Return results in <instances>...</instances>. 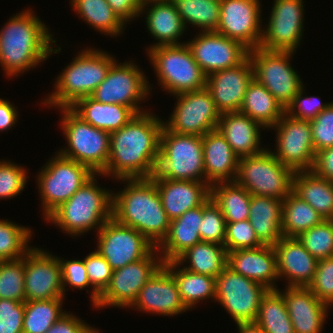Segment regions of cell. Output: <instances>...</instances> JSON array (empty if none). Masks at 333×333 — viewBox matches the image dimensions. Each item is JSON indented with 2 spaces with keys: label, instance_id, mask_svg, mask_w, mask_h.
I'll use <instances>...</instances> for the list:
<instances>
[{
  "label": "cell",
  "instance_id": "cell-46",
  "mask_svg": "<svg viewBox=\"0 0 333 333\" xmlns=\"http://www.w3.org/2000/svg\"><path fill=\"white\" fill-rule=\"evenodd\" d=\"M297 238L316 260L333 257V220H323Z\"/></svg>",
  "mask_w": 333,
  "mask_h": 333
},
{
  "label": "cell",
  "instance_id": "cell-24",
  "mask_svg": "<svg viewBox=\"0 0 333 333\" xmlns=\"http://www.w3.org/2000/svg\"><path fill=\"white\" fill-rule=\"evenodd\" d=\"M227 266L235 273L262 284L268 290L277 289V256L271 245L227 252Z\"/></svg>",
  "mask_w": 333,
  "mask_h": 333
},
{
  "label": "cell",
  "instance_id": "cell-32",
  "mask_svg": "<svg viewBox=\"0 0 333 333\" xmlns=\"http://www.w3.org/2000/svg\"><path fill=\"white\" fill-rule=\"evenodd\" d=\"M283 200L266 196H251L249 221L263 245L274 246L282 237Z\"/></svg>",
  "mask_w": 333,
  "mask_h": 333
},
{
  "label": "cell",
  "instance_id": "cell-48",
  "mask_svg": "<svg viewBox=\"0 0 333 333\" xmlns=\"http://www.w3.org/2000/svg\"><path fill=\"white\" fill-rule=\"evenodd\" d=\"M88 279L92 285L90 294L91 304L94 307L97 304L99 295L106 289L112 277V268L107 260L96 250L89 253L84 258Z\"/></svg>",
  "mask_w": 333,
  "mask_h": 333
},
{
  "label": "cell",
  "instance_id": "cell-2",
  "mask_svg": "<svg viewBox=\"0 0 333 333\" xmlns=\"http://www.w3.org/2000/svg\"><path fill=\"white\" fill-rule=\"evenodd\" d=\"M34 14L31 9L21 11L0 29V67L9 78L36 68L61 51L49 28Z\"/></svg>",
  "mask_w": 333,
  "mask_h": 333
},
{
  "label": "cell",
  "instance_id": "cell-43",
  "mask_svg": "<svg viewBox=\"0 0 333 333\" xmlns=\"http://www.w3.org/2000/svg\"><path fill=\"white\" fill-rule=\"evenodd\" d=\"M64 299L25 301L23 333H46L67 312L62 309Z\"/></svg>",
  "mask_w": 333,
  "mask_h": 333
},
{
  "label": "cell",
  "instance_id": "cell-15",
  "mask_svg": "<svg viewBox=\"0 0 333 333\" xmlns=\"http://www.w3.org/2000/svg\"><path fill=\"white\" fill-rule=\"evenodd\" d=\"M177 102L164 126L174 133L202 137L217 129L221 112L206 87L175 96Z\"/></svg>",
  "mask_w": 333,
  "mask_h": 333
},
{
  "label": "cell",
  "instance_id": "cell-7",
  "mask_svg": "<svg viewBox=\"0 0 333 333\" xmlns=\"http://www.w3.org/2000/svg\"><path fill=\"white\" fill-rule=\"evenodd\" d=\"M59 110L62 111L59 126L68 145L58 153L87 166L94 174H102L109 159L110 133L84 121L71 108Z\"/></svg>",
  "mask_w": 333,
  "mask_h": 333
},
{
  "label": "cell",
  "instance_id": "cell-55",
  "mask_svg": "<svg viewBox=\"0 0 333 333\" xmlns=\"http://www.w3.org/2000/svg\"><path fill=\"white\" fill-rule=\"evenodd\" d=\"M59 263L61 265V273H62V285H63V293L64 296L65 291L69 286L75 289H85L88 286H92L88 279L86 267L83 260H64V258H59ZM66 289V290H65Z\"/></svg>",
  "mask_w": 333,
  "mask_h": 333
},
{
  "label": "cell",
  "instance_id": "cell-40",
  "mask_svg": "<svg viewBox=\"0 0 333 333\" xmlns=\"http://www.w3.org/2000/svg\"><path fill=\"white\" fill-rule=\"evenodd\" d=\"M324 219L293 191L284 198L281 230L283 237H298Z\"/></svg>",
  "mask_w": 333,
  "mask_h": 333
},
{
  "label": "cell",
  "instance_id": "cell-8",
  "mask_svg": "<svg viewBox=\"0 0 333 333\" xmlns=\"http://www.w3.org/2000/svg\"><path fill=\"white\" fill-rule=\"evenodd\" d=\"M161 89L173 96L206 87L207 76L189 46H158L147 50Z\"/></svg>",
  "mask_w": 333,
  "mask_h": 333
},
{
  "label": "cell",
  "instance_id": "cell-20",
  "mask_svg": "<svg viewBox=\"0 0 333 333\" xmlns=\"http://www.w3.org/2000/svg\"><path fill=\"white\" fill-rule=\"evenodd\" d=\"M194 37L186 44L206 76L237 66L248 57L247 47L216 31H200Z\"/></svg>",
  "mask_w": 333,
  "mask_h": 333
},
{
  "label": "cell",
  "instance_id": "cell-54",
  "mask_svg": "<svg viewBox=\"0 0 333 333\" xmlns=\"http://www.w3.org/2000/svg\"><path fill=\"white\" fill-rule=\"evenodd\" d=\"M24 302L0 299V333H23Z\"/></svg>",
  "mask_w": 333,
  "mask_h": 333
},
{
  "label": "cell",
  "instance_id": "cell-9",
  "mask_svg": "<svg viewBox=\"0 0 333 333\" xmlns=\"http://www.w3.org/2000/svg\"><path fill=\"white\" fill-rule=\"evenodd\" d=\"M294 174L266 148L259 154L239 158L235 182L251 195L284 200L292 192Z\"/></svg>",
  "mask_w": 333,
  "mask_h": 333
},
{
  "label": "cell",
  "instance_id": "cell-62",
  "mask_svg": "<svg viewBox=\"0 0 333 333\" xmlns=\"http://www.w3.org/2000/svg\"><path fill=\"white\" fill-rule=\"evenodd\" d=\"M89 333H100L96 328H93Z\"/></svg>",
  "mask_w": 333,
  "mask_h": 333
},
{
  "label": "cell",
  "instance_id": "cell-52",
  "mask_svg": "<svg viewBox=\"0 0 333 333\" xmlns=\"http://www.w3.org/2000/svg\"><path fill=\"white\" fill-rule=\"evenodd\" d=\"M305 86L296 94L292 102L285 108V113L292 118L312 121L317 115L324 111L332 102L322 103L316 96L306 97ZM303 95V96H302Z\"/></svg>",
  "mask_w": 333,
  "mask_h": 333
},
{
  "label": "cell",
  "instance_id": "cell-16",
  "mask_svg": "<svg viewBox=\"0 0 333 333\" xmlns=\"http://www.w3.org/2000/svg\"><path fill=\"white\" fill-rule=\"evenodd\" d=\"M273 128L276 130L277 151H270L277 160L294 172L312 170L316 152L310 121L295 119L284 113L271 130Z\"/></svg>",
  "mask_w": 333,
  "mask_h": 333
},
{
  "label": "cell",
  "instance_id": "cell-26",
  "mask_svg": "<svg viewBox=\"0 0 333 333\" xmlns=\"http://www.w3.org/2000/svg\"><path fill=\"white\" fill-rule=\"evenodd\" d=\"M277 256L278 277H284L289 287H308L312 282L318 260L302 245L297 237H282L274 246ZM281 277V278H280Z\"/></svg>",
  "mask_w": 333,
  "mask_h": 333
},
{
  "label": "cell",
  "instance_id": "cell-61",
  "mask_svg": "<svg viewBox=\"0 0 333 333\" xmlns=\"http://www.w3.org/2000/svg\"><path fill=\"white\" fill-rule=\"evenodd\" d=\"M144 3L146 2H153V1H172V0H143Z\"/></svg>",
  "mask_w": 333,
  "mask_h": 333
},
{
  "label": "cell",
  "instance_id": "cell-11",
  "mask_svg": "<svg viewBox=\"0 0 333 333\" xmlns=\"http://www.w3.org/2000/svg\"><path fill=\"white\" fill-rule=\"evenodd\" d=\"M294 53L258 47L249 50L248 54L253 67V78L262 84L284 109L304 86L299 73L291 66Z\"/></svg>",
  "mask_w": 333,
  "mask_h": 333
},
{
  "label": "cell",
  "instance_id": "cell-51",
  "mask_svg": "<svg viewBox=\"0 0 333 333\" xmlns=\"http://www.w3.org/2000/svg\"><path fill=\"white\" fill-rule=\"evenodd\" d=\"M308 288L329 307L333 305V257L318 260L317 269Z\"/></svg>",
  "mask_w": 333,
  "mask_h": 333
},
{
  "label": "cell",
  "instance_id": "cell-3",
  "mask_svg": "<svg viewBox=\"0 0 333 333\" xmlns=\"http://www.w3.org/2000/svg\"><path fill=\"white\" fill-rule=\"evenodd\" d=\"M127 186L113 192L112 217L134 228L158 247L169 232L170 219L163 209L155 180L151 178L118 179Z\"/></svg>",
  "mask_w": 333,
  "mask_h": 333
},
{
  "label": "cell",
  "instance_id": "cell-22",
  "mask_svg": "<svg viewBox=\"0 0 333 333\" xmlns=\"http://www.w3.org/2000/svg\"><path fill=\"white\" fill-rule=\"evenodd\" d=\"M130 307L142 313L170 317L188 310L181 300L173 275L164 266L141 288Z\"/></svg>",
  "mask_w": 333,
  "mask_h": 333
},
{
  "label": "cell",
  "instance_id": "cell-44",
  "mask_svg": "<svg viewBox=\"0 0 333 333\" xmlns=\"http://www.w3.org/2000/svg\"><path fill=\"white\" fill-rule=\"evenodd\" d=\"M32 231L8 219H0V258L15 260L24 257L33 247L28 246Z\"/></svg>",
  "mask_w": 333,
  "mask_h": 333
},
{
  "label": "cell",
  "instance_id": "cell-21",
  "mask_svg": "<svg viewBox=\"0 0 333 333\" xmlns=\"http://www.w3.org/2000/svg\"><path fill=\"white\" fill-rule=\"evenodd\" d=\"M26 301L64 298L58 257L33 247L25 255Z\"/></svg>",
  "mask_w": 333,
  "mask_h": 333
},
{
  "label": "cell",
  "instance_id": "cell-1",
  "mask_svg": "<svg viewBox=\"0 0 333 333\" xmlns=\"http://www.w3.org/2000/svg\"><path fill=\"white\" fill-rule=\"evenodd\" d=\"M163 122L156 114L146 111L111 132L109 159L102 175L114 176L115 180L151 178L160 152Z\"/></svg>",
  "mask_w": 333,
  "mask_h": 333
},
{
  "label": "cell",
  "instance_id": "cell-5",
  "mask_svg": "<svg viewBox=\"0 0 333 333\" xmlns=\"http://www.w3.org/2000/svg\"><path fill=\"white\" fill-rule=\"evenodd\" d=\"M72 60L55 78L54 91L42 101L50 108H70L78 100L91 96L116 61L111 54L90 47Z\"/></svg>",
  "mask_w": 333,
  "mask_h": 333
},
{
  "label": "cell",
  "instance_id": "cell-25",
  "mask_svg": "<svg viewBox=\"0 0 333 333\" xmlns=\"http://www.w3.org/2000/svg\"><path fill=\"white\" fill-rule=\"evenodd\" d=\"M286 303L295 333H322L329 306L320 301L308 287L286 286L279 290Z\"/></svg>",
  "mask_w": 333,
  "mask_h": 333
},
{
  "label": "cell",
  "instance_id": "cell-10",
  "mask_svg": "<svg viewBox=\"0 0 333 333\" xmlns=\"http://www.w3.org/2000/svg\"><path fill=\"white\" fill-rule=\"evenodd\" d=\"M54 155L36 176L45 219L94 175L87 166Z\"/></svg>",
  "mask_w": 333,
  "mask_h": 333
},
{
  "label": "cell",
  "instance_id": "cell-34",
  "mask_svg": "<svg viewBox=\"0 0 333 333\" xmlns=\"http://www.w3.org/2000/svg\"><path fill=\"white\" fill-rule=\"evenodd\" d=\"M292 191L324 220H333V182L318 176L312 170L295 172Z\"/></svg>",
  "mask_w": 333,
  "mask_h": 333
},
{
  "label": "cell",
  "instance_id": "cell-45",
  "mask_svg": "<svg viewBox=\"0 0 333 333\" xmlns=\"http://www.w3.org/2000/svg\"><path fill=\"white\" fill-rule=\"evenodd\" d=\"M25 256L0 262V299L25 302Z\"/></svg>",
  "mask_w": 333,
  "mask_h": 333
},
{
  "label": "cell",
  "instance_id": "cell-59",
  "mask_svg": "<svg viewBox=\"0 0 333 333\" xmlns=\"http://www.w3.org/2000/svg\"><path fill=\"white\" fill-rule=\"evenodd\" d=\"M18 115L17 108L10 101L0 98V132L14 127Z\"/></svg>",
  "mask_w": 333,
  "mask_h": 333
},
{
  "label": "cell",
  "instance_id": "cell-19",
  "mask_svg": "<svg viewBox=\"0 0 333 333\" xmlns=\"http://www.w3.org/2000/svg\"><path fill=\"white\" fill-rule=\"evenodd\" d=\"M261 1L220 0L216 32L242 43L249 50L259 47L262 37Z\"/></svg>",
  "mask_w": 333,
  "mask_h": 333
},
{
  "label": "cell",
  "instance_id": "cell-29",
  "mask_svg": "<svg viewBox=\"0 0 333 333\" xmlns=\"http://www.w3.org/2000/svg\"><path fill=\"white\" fill-rule=\"evenodd\" d=\"M263 127L240 111L222 113L217 129L240 158L263 152L261 131Z\"/></svg>",
  "mask_w": 333,
  "mask_h": 333
},
{
  "label": "cell",
  "instance_id": "cell-42",
  "mask_svg": "<svg viewBox=\"0 0 333 333\" xmlns=\"http://www.w3.org/2000/svg\"><path fill=\"white\" fill-rule=\"evenodd\" d=\"M186 28L216 31L220 20V0H172ZM187 24V25H186Z\"/></svg>",
  "mask_w": 333,
  "mask_h": 333
},
{
  "label": "cell",
  "instance_id": "cell-53",
  "mask_svg": "<svg viewBox=\"0 0 333 333\" xmlns=\"http://www.w3.org/2000/svg\"><path fill=\"white\" fill-rule=\"evenodd\" d=\"M310 126L316 153L333 146V102L310 121Z\"/></svg>",
  "mask_w": 333,
  "mask_h": 333
},
{
  "label": "cell",
  "instance_id": "cell-4",
  "mask_svg": "<svg viewBox=\"0 0 333 333\" xmlns=\"http://www.w3.org/2000/svg\"><path fill=\"white\" fill-rule=\"evenodd\" d=\"M94 174L45 221L56 224L70 236H80L94 229L98 232L112 218L113 192L98 185Z\"/></svg>",
  "mask_w": 333,
  "mask_h": 333
},
{
  "label": "cell",
  "instance_id": "cell-37",
  "mask_svg": "<svg viewBox=\"0 0 333 333\" xmlns=\"http://www.w3.org/2000/svg\"><path fill=\"white\" fill-rule=\"evenodd\" d=\"M188 260V261H187ZM186 270L216 278L227 266V251L224 245L200 242L183 252L176 260Z\"/></svg>",
  "mask_w": 333,
  "mask_h": 333
},
{
  "label": "cell",
  "instance_id": "cell-33",
  "mask_svg": "<svg viewBox=\"0 0 333 333\" xmlns=\"http://www.w3.org/2000/svg\"><path fill=\"white\" fill-rule=\"evenodd\" d=\"M70 108L84 121L109 133L119 130L136 115L130 107L101 103L91 96L78 100Z\"/></svg>",
  "mask_w": 333,
  "mask_h": 333
},
{
  "label": "cell",
  "instance_id": "cell-18",
  "mask_svg": "<svg viewBox=\"0 0 333 333\" xmlns=\"http://www.w3.org/2000/svg\"><path fill=\"white\" fill-rule=\"evenodd\" d=\"M303 0H274L268 24L262 28L259 47L295 52L304 33Z\"/></svg>",
  "mask_w": 333,
  "mask_h": 333
},
{
  "label": "cell",
  "instance_id": "cell-41",
  "mask_svg": "<svg viewBox=\"0 0 333 333\" xmlns=\"http://www.w3.org/2000/svg\"><path fill=\"white\" fill-rule=\"evenodd\" d=\"M265 333H295L286 303L279 289L268 290L255 319Z\"/></svg>",
  "mask_w": 333,
  "mask_h": 333
},
{
  "label": "cell",
  "instance_id": "cell-14",
  "mask_svg": "<svg viewBox=\"0 0 333 333\" xmlns=\"http://www.w3.org/2000/svg\"><path fill=\"white\" fill-rule=\"evenodd\" d=\"M215 286V301L225 308L235 324L255 322L267 288L235 273L228 266L215 278Z\"/></svg>",
  "mask_w": 333,
  "mask_h": 333
},
{
  "label": "cell",
  "instance_id": "cell-36",
  "mask_svg": "<svg viewBox=\"0 0 333 333\" xmlns=\"http://www.w3.org/2000/svg\"><path fill=\"white\" fill-rule=\"evenodd\" d=\"M163 266L173 275L181 300L188 311L191 308L194 309L200 301L202 303L209 298L215 301L216 286L214 277L196 274L185 268L181 269L176 261L164 262Z\"/></svg>",
  "mask_w": 333,
  "mask_h": 333
},
{
  "label": "cell",
  "instance_id": "cell-56",
  "mask_svg": "<svg viewBox=\"0 0 333 333\" xmlns=\"http://www.w3.org/2000/svg\"><path fill=\"white\" fill-rule=\"evenodd\" d=\"M94 327L66 312L46 333H89Z\"/></svg>",
  "mask_w": 333,
  "mask_h": 333
},
{
  "label": "cell",
  "instance_id": "cell-57",
  "mask_svg": "<svg viewBox=\"0 0 333 333\" xmlns=\"http://www.w3.org/2000/svg\"><path fill=\"white\" fill-rule=\"evenodd\" d=\"M113 12L127 24V22L140 17L143 0H107Z\"/></svg>",
  "mask_w": 333,
  "mask_h": 333
},
{
  "label": "cell",
  "instance_id": "cell-50",
  "mask_svg": "<svg viewBox=\"0 0 333 333\" xmlns=\"http://www.w3.org/2000/svg\"><path fill=\"white\" fill-rule=\"evenodd\" d=\"M262 245L263 244L257 238L249 219L227 223L226 238L224 242L227 252L237 249L258 248Z\"/></svg>",
  "mask_w": 333,
  "mask_h": 333
},
{
  "label": "cell",
  "instance_id": "cell-12",
  "mask_svg": "<svg viewBox=\"0 0 333 333\" xmlns=\"http://www.w3.org/2000/svg\"><path fill=\"white\" fill-rule=\"evenodd\" d=\"M117 61L111 65L105 79L97 86L91 97L101 103L130 107L136 114L146 112L141 109L140 102H144L151 93L152 87L148 79L133 61L119 64Z\"/></svg>",
  "mask_w": 333,
  "mask_h": 333
},
{
  "label": "cell",
  "instance_id": "cell-27",
  "mask_svg": "<svg viewBox=\"0 0 333 333\" xmlns=\"http://www.w3.org/2000/svg\"><path fill=\"white\" fill-rule=\"evenodd\" d=\"M159 192L163 209L173 220L187 210L201 206L210 197L206 182L153 178Z\"/></svg>",
  "mask_w": 333,
  "mask_h": 333
},
{
  "label": "cell",
  "instance_id": "cell-38",
  "mask_svg": "<svg viewBox=\"0 0 333 333\" xmlns=\"http://www.w3.org/2000/svg\"><path fill=\"white\" fill-rule=\"evenodd\" d=\"M251 194L234 182H219L210 186V197L219 206L227 223L249 218Z\"/></svg>",
  "mask_w": 333,
  "mask_h": 333
},
{
  "label": "cell",
  "instance_id": "cell-30",
  "mask_svg": "<svg viewBox=\"0 0 333 333\" xmlns=\"http://www.w3.org/2000/svg\"><path fill=\"white\" fill-rule=\"evenodd\" d=\"M148 9H147V8ZM150 7V8H149ZM145 9L147 12H145ZM141 13L145 12L146 26L150 35L158 42L147 47L146 50L158 46L181 45L179 38L187 30L180 14L176 11L172 1L146 2L141 7Z\"/></svg>",
  "mask_w": 333,
  "mask_h": 333
},
{
  "label": "cell",
  "instance_id": "cell-28",
  "mask_svg": "<svg viewBox=\"0 0 333 333\" xmlns=\"http://www.w3.org/2000/svg\"><path fill=\"white\" fill-rule=\"evenodd\" d=\"M205 182L211 186L219 182H234L239 157L218 129L202 136Z\"/></svg>",
  "mask_w": 333,
  "mask_h": 333
},
{
  "label": "cell",
  "instance_id": "cell-31",
  "mask_svg": "<svg viewBox=\"0 0 333 333\" xmlns=\"http://www.w3.org/2000/svg\"><path fill=\"white\" fill-rule=\"evenodd\" d=\"M202 217L203 204L170 221L168 235L157 247L163 262L175 261L187 249L202 242L199 233Z\"/></svg>",
  "mask_w": 333,
  "mask_h": 333
},
{
  "label": "cell",
  "instance_id": "cell-39",
  "mask_svg": "<svg viewBox=\"0 0 333 333\" xmlns=\"http://www.w3.org/2000/svg\"><path fill=\"white\" fill-rule=\"evenodd\" d=\"M72 9L86 24L101 34L118 37L125 23L116 15L107 0H71Z\"/></svg>",
  "mask_w": 333,
  "mask_h": 333
},
{
  "label": "cell",
  "instance_id": "cell-35",
  "mask_svg": "<svg viewBox=\"0 0 333 333\" xmlns=\"http://www.w3.org/2000/svg\"><path fill=\"white\" fill-rule=\"evenodd\" d=\"M239 111L259 123L264 128L262 130L271 129L285 113L284 107L254 78L247 87Z\"/></svg>",
  "mask_w": 333,
  "mask_h": 333
},
{
  "label": "cell",
  "instance_id": "cell-23",
  "mask_svg": "<svg viewBox=\"0 0 333 333\" xmlns=\"http://www.w3.org/2000/svg\"><path fill=\"white\" fill-rule=\"evenodd\" d=\"M252 80L253 67L247 57L237 66L208 75L206 88L221 114L234 112L240 110L247 87Z\"/></svg>",
  "mask_w": 333,
  "mask_h": 333
},
{
  "label": "cell",
  "instance_id": "cell-58",
  "mask_svg": "<svg viewBox=\"0 0 333 333\" xmlns=\"http://www.w3.org/2000/svg\"><path fill=\"white\" fill-rule=\"evenodd\" d=\"M312 171L333 182V146L316 153Z\"/></svg>",
  "mask_w": 333,
  "mask_h": 333
},
{
  "label": "cell",
  "instance_id": "cell-13",
  "mask_svg": "<svg viewBox=\"0 0 333 333\" xmlns=\"http://www.w3.org/2000/svg\"><path fill=\"white\" fill-rule=\"evenodd\" d=\"M164 262L155 247L145 258L113 270L106 289L99 295L96 309L130 307L141 288L163 266ZM108 306V307H107Z\"/></svg>",
  "mask_w": 333,
  "mask_h": 333
},
{
  "label": "cell",
  "instance_id": "cell-49",
  "mask_svg": "<svg viewBox=\"0 0 333 333\" xmlns=\"http://www.w3.org/2000/svg\"><path fill=\"white\" fill-rule=\"evenodd\" d=\"M27 178L26 168L10 160L0 161V199L18 196L25 188Z\"/></svg>",
  "mask_w": 333,
  "mask_h": 333
},
{
  "label": "cell",
  "instance_id": "cell-6",
  "mask_svg": "<svg viewBox=\"0 0 333 333\" xmlns=\"http://www.w3.org/2000/svg\"><path fill=\"white\" fill-rule=\"evenodd\" d=\"M152 178L205 182L202 137L174 133L164 126Z\"/></svg>",
  "mask_w": 333,
  "mask_h": 333
},
{
  "label": "cell",
  "instance_id": "cell-17",
  "mask_svg": "<svg viewBox=\"0 0 333 333\" xmlns=\"http://www.w3.org/2000/svg\"><path fill=\"white\" fill-rule=\"evenodd\" d=\"M96 251L103 256L112 270L145 258L155 246L140 232L117 222L107 220L97 232Z\"/></svg>",
  "mask_w": 333,
  "mask_h": 333
},
{
  "label": "cell",
  "instance_id": "cell-47",
  "mask_svg": "<svg viewBox=\"0 0 333 333\" xmlns=\"http://www.w3.org/2000/svg\"><path fill=\"white\" fill-rule=\"evenodd\" d=\"M227 222L219 206L209 197L203 203V217L199 226V233L203 242L224 245Z\"/></svg>",
  "mask_w": 333,
  "mask_h": 333
},
{
  "label": "cell",
  "instance_id": "cell-60",
  "mask_svg": "<svg viewBox=\"0 0 333 333\" xmlns=\"http://www.w3.org/2000/svg\"><path fill=\"white\" fill-rule=\"evenodd\" d=\"M239 333H265L257 322L236 323Z\"/></svg>",
  "mask_w": 333,
  "mask_h": 333
}]
</instances>
